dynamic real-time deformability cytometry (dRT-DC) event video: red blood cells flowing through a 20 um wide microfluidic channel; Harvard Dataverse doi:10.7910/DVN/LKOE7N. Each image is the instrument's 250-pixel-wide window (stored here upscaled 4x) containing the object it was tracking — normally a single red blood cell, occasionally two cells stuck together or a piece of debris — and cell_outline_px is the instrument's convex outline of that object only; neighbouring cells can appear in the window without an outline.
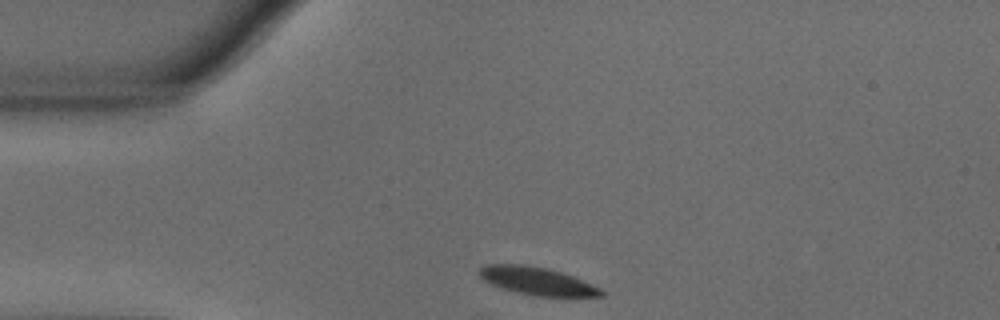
{"species": "common noctule bat (a hibernating species)", "species_latin": "Nyctalus noctula", "temperature_condition": "warm", "stored_images_in_passage": 44, "camera_frame_rate_fps": 3000, "um_per_image_px": 0.085, "animal": {"sex": "male", "body_mass_g": 18.8}, "frame": {"image": 1, "passage_image": 1, "time_ms": 0.0, "image_size_px": [1000, 320], "cell_outline_px": [[604, 296], [532, 296], [516, 292], [492, 284], [484, 280], [476, 272], [484, 264], [524, 264], [548, 268], [572, 276], [600, 288], [604, 292]], "centroid_in_image_um": [45.61, 23.87], "position_along_channel_um": 39.4, "area_um2": 19.65}}
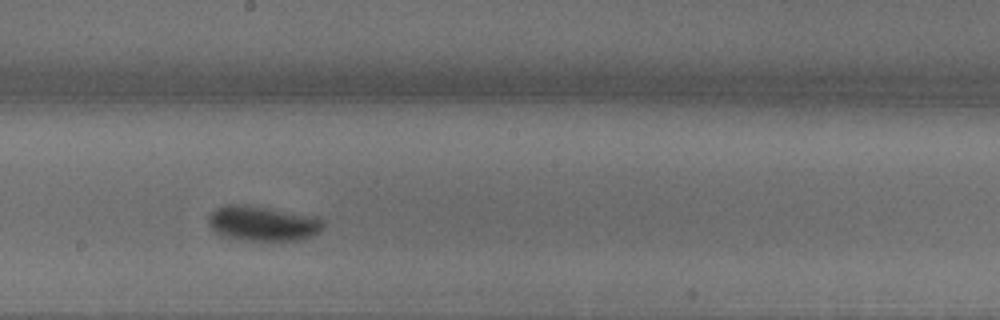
{"frame": {"image": 2, "passage_image": 19, "time_ms": 6.0, "image_size_px": [1000, 320], "cell_outline_px": [[324, 224], [320, 232], [312, 236], [296, 240], [248, 240], [228, 236], [216, 232], [208, 224], [208, 216], [216, 208], [224, 204], [240, 204], [268, 208], [316, 216], [324, 220]], "centroid_in_image_um": [22.35, 18.97], "position_along_channel_um": 225.8, "area_um2": 23.18}}
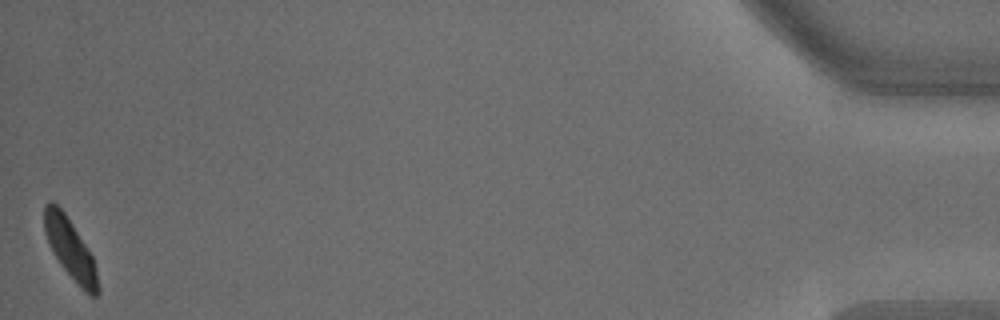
{"frame": {"image": 3, "passage_image": 44, "time_ms": 14.333, "image_size_px": [1000, 320], "cell_outline_px": [[100, 292], [96, 296], [88, 296], [80, 288], [60, 264], [52, 252], [44, 232], [44, 208], [52, 200], [64, 212], [88, 248], [92, 256], [96, 268], [100, 288]], "centroid_in_image_um": [5.99, 21.22], "position_along_channel_um": 429.2, "area_um2": 18.84}, "authors_computed_cell_mechanics": {"area_um2": 21.0681, "velocity_mm_per_s": 3.5749, "shape_relaxation_time_tau1_ms": 2.8115, "shape_relaxation_time_tau2_ms": null, "deformation_change_tau1": 0.163, "deformation_change_tau2": null}}